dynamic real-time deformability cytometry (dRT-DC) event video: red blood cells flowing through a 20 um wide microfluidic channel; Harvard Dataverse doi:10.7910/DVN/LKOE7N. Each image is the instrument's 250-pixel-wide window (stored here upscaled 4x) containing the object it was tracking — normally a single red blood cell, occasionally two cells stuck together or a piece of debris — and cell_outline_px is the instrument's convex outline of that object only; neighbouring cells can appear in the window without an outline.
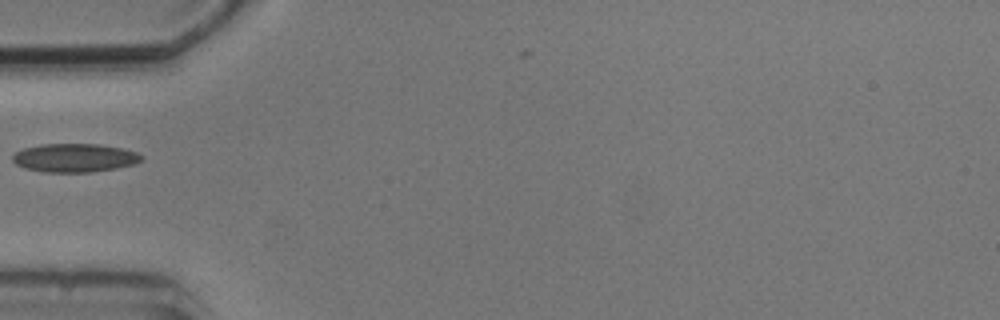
{"species": "common noctule bat (a hibernating species)", "species_latin": "Nyctalus noctula", "temperature_condition": "cold", "stored_images_in_passage": 2, "camera_frame_rate_fps": 3000, "um_per_image_px": 0.085, "animal": {"sex": "male", "body_mass_g": 20.5, "forearm_length_mm": 52.5}, "frame": {"image": 1, "passage_image": 1, "time_ms": 0.0, "image_size_px": [1000, 320], "cell_outline_px": [[144, 156], [140, 160], [132, 164], [116, 168], [92, 172], [44, 172], [24, 168], [16, 164], [12, 160], [12, 156], [16, 152], [24, 148], [40, 144], [100, 144], [120, 148], [136, 152]], "centroid_in_image_um": [6.31, 13.41], "position_along_channel_um": 78.7, "area_um2": 21.33}}
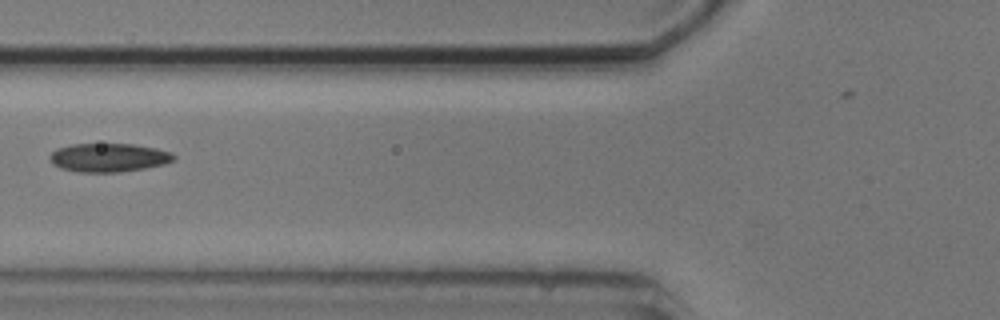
{"frame": {"image": 2, "passage_image": 2, "time_ms": 1.0, "image_size_px": [1000, 320], "cell_outline_px": [[176, 160], [164, 164], [144, 168], [120, 172], [80, 172], [60, 168], [52, 164], [48, 160], [48, 156], [56, 148], [72, 144], [132, 144], [156, 148], [172, 152], [176, 156]], "centroid_in_image_um": [9.22, 13.39], "position_along_channel_um": 116.6, "area_um2": 20.87}}